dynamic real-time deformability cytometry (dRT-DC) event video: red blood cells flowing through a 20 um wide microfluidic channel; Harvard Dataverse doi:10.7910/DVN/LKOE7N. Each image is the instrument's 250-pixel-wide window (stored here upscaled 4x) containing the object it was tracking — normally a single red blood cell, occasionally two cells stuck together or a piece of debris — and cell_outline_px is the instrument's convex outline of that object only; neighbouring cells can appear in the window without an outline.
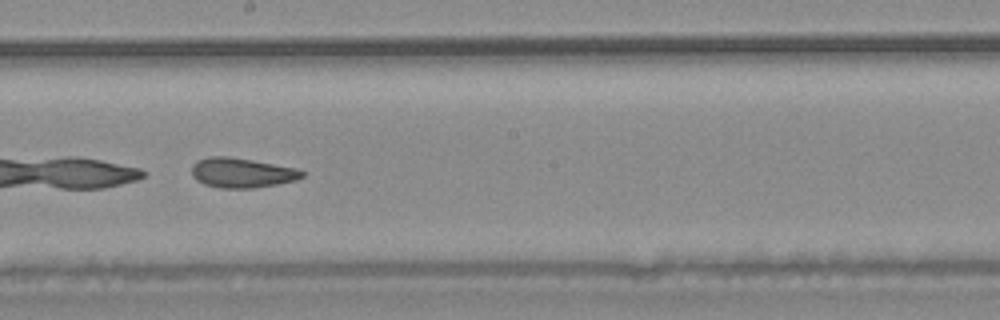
{"species": "common noctule bat (a hibernating species)", "species_latin": "Nyctalus noctula", "temperature_condition": "warm", "stored_images_in_passage": 35, "camera_frame_rate_fps": 3000, "um_per_image_px": 0.085, "animal": {"sex": "male", "body_mass_g": 20.4}, "frame": {"image": 1, "passage_image": 20, "time_ms": 6.333, "image_size_px": [1000, 320], "cell_outline_px": [[304, 176], [296, 180], [276, 184], [252, 188], [220, 188], [204, 184], [196, 180], [192, 176], [192, 164], [196, 160], [208, 156], [228, 156], [300, 168], [304, 172]], "centroid_in_image_um": [20.55, 14.67], "position_along_channel_um": 227.7, "area_um2": 19.36}}